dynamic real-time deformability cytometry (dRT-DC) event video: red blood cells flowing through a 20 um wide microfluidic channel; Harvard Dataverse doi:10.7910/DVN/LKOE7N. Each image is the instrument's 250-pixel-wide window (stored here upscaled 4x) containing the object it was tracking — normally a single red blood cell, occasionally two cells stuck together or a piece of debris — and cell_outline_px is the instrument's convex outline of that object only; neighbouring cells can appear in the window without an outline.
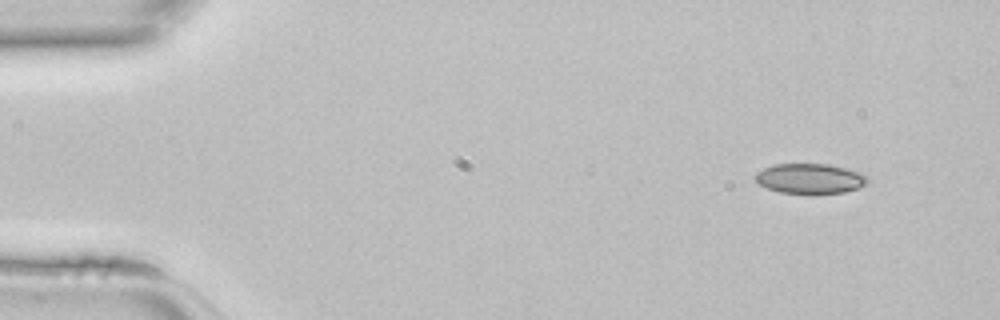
{"species": "common noctule bat (a hibernating species)", "species_latin": "Nyctalus noctula", "temperature_condition": "room temperature", "stored_images_in_passage": 42, "camera_frame_rate_fps": 3000, "um_per_image_px": 0.085, "animal": {"sex": "female", "body_mass_g": 22.7, "forearm_length_mm": 54.2}, "frame": {"image": 1, "passage_image": 1, "time_ms": 0.0, "image_size_px": [1000, 320], "cell_outline_px": [[868, 180], [860, 188], [844, 192], [812, 196], [780, 192], [768, 188], [760, 184], [752, 176], [756, 172], [772, 164], [828, 164], [860, 172], [868, 176]], "centroid_in_image_um": [68.84, 15.21], "position_along_channel_um": 16.2, "area_um2": 20.23}}
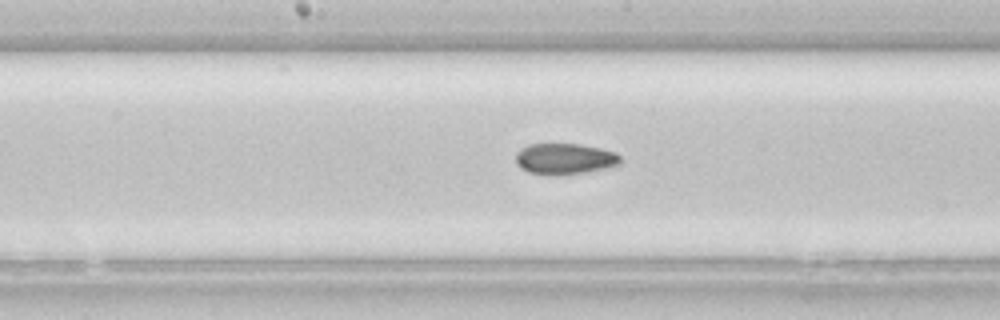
{"frame": {"image": 2, "passage_image": 20, "time_ms": 6.333, "image_size_px": [1000, 320], "cell_outline_px": [[620, 164], [588, 172], [556, 176], [528, 172], [520, 168], [516, 164], [516, 152], [520, 148], [528, 144], [580, 144], [600, 148], [616, 152], [620, 156]], "centroid_in_image_um": [47.97, 13.5], "position_along_channel_um": 200.2, "area_um2": 19.13}}
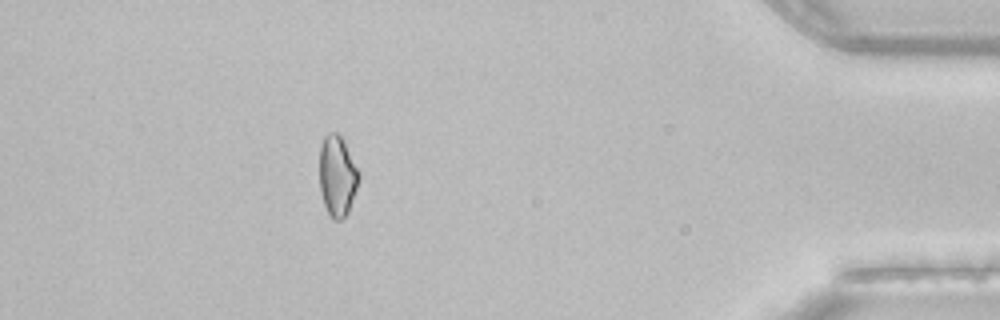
{"frame": {"image": 3, "passage_image": 37, "time_ms": 12.0, "image_size_px": [1000, 320], "cell_outline_px": [[360, 176], [348, 212], [340, 220], [332, 220], [324, 204], [320, 188], [320, 148], [324, 136], [328, 132], [336, 132], [344, 140]], "centroid_in_image_um": [28.65, 14.94], "position_along_channel_um": 406.5, "area_um2": 18.21}}